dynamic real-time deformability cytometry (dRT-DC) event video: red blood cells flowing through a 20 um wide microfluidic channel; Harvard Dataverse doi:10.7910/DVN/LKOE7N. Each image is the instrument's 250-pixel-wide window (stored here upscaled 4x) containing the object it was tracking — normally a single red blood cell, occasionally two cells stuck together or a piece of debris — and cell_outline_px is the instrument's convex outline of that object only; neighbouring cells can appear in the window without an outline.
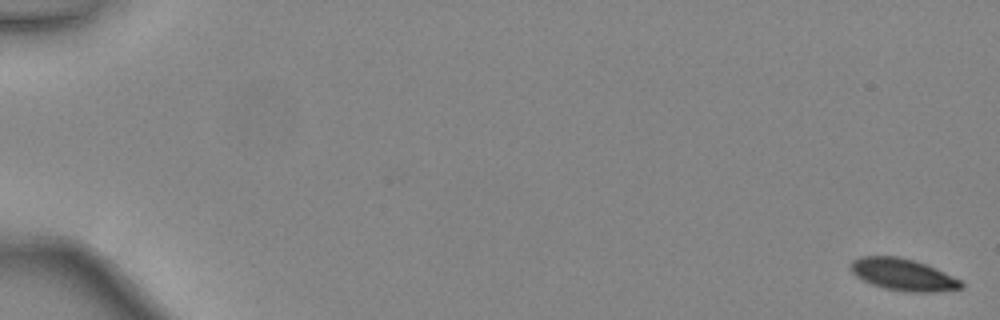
{"species": "common noctule bat (a hibernating species)", "species_latin": "Nyctalus noctula", "temperature_condition": "warm", "stored_images_in_passage": 48, "camera_frame_rate_fps": 3000, "um_per_image_px": 0.085, "animal": {"sex": "female", "body_mass_g": 24.6, "forearm_length_mm": 56.2}, "frame": {"image": 1, "passage_image": 1, "time_ms": 0.0, "image_size_px": [1000, 320], "cell_outline_px": [[964, 288], [936, 292], [904, 292], [884, 288], [872, 284], [856, 276], [848, 268], [848, 264], [852, 260], [860, 256], [896, 256], [912, 260], [936, 268], [960, 280], [964, 284]], "centroid_in_image_um": [76.73, 23.35], "position_along_channel_um": 8.3, "area_um2": 20.63}}
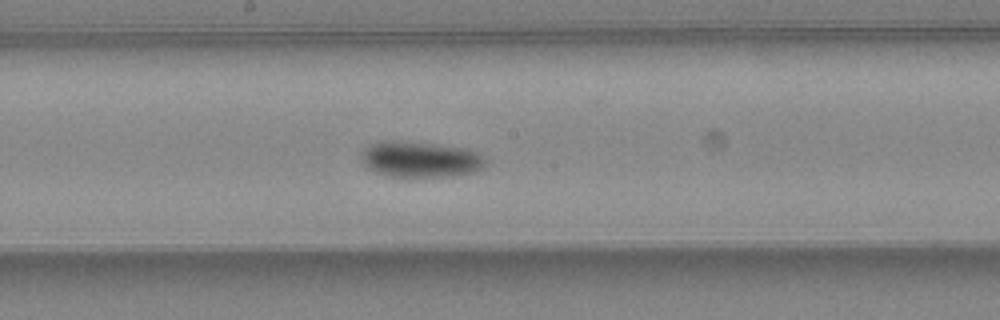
{"frame": {"image": 2, "passage_image": 28, "time_ms": 9.0, "image_size_px": [1000, 320], "cell_outline_px": [[488, 164], [484, 168], [476, 172], [452, 176], [388, 176], [376, 172], [368, 168], [360, 160], [360, 152], [368, 144], [380, 140], [388, 140], [432, 144], [468, 148], [484, 156]], "centroid_in_image_um": [35.73, 13.54], "position_along_channel_um": 212.5, "area_um2": 26.3}}
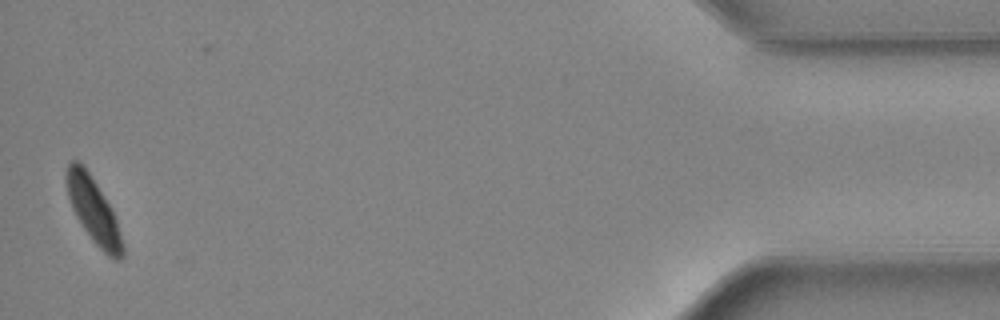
{"frame": {"image": 3, "passage_image": 48, "time_ms": 15.667, "image_size_px": [1000, 320], "cell_outline_px": [[124, 256], [120, 260], [116, 260], [108, 256], [92, 240], [76, 216], [72, 208], [68, 196], [64, 180], [64, 176], [68, 164], [72, 160], [76, 160], [88, 172], [112, 208], [116, 216], [124, 244]], "centroid_in_image_um": [7.96, 17.91], "position_along_channel_um": 427.2, "area_um2": 21.33}, "authors_computed_cell_mechanics": {"area_um2": 23.0333, "velocity_mm_per_s": 4.4079, "shape_relaxation_time_tau1_ms": 2.1817, "shape_relaxation_time_tau2_ms": 8.9457, "deformation_change_tau1": 0.0976, "deformation_change_tau2": 0.109}}